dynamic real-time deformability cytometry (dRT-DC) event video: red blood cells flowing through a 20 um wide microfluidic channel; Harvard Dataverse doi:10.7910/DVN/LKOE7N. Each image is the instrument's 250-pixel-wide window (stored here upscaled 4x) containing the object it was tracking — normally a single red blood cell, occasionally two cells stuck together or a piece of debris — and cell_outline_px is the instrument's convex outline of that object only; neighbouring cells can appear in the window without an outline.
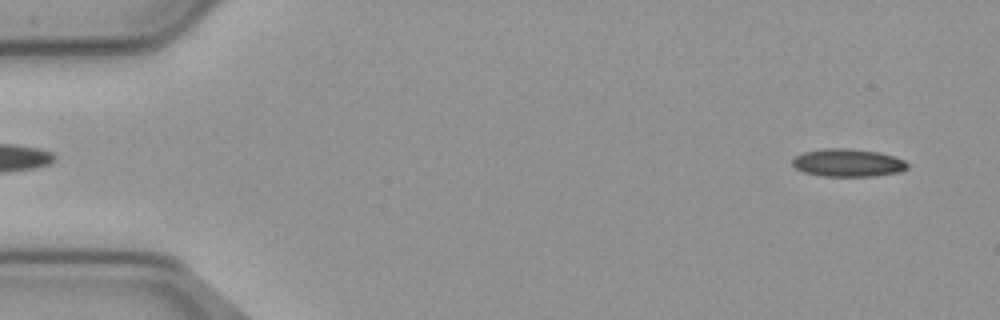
{"species": "common noctule bat (a hibernating species)", "species_latin": "Nyctalus noctula", "temperature_condition": "cold", "stored_images_in_passage": 12, "camera_frame_rate_fps": 3000, "um_per_image_px": 0.085, "animal": {"sex": "male", "body_mass_g": 23.1, "forearm_length_mm": 52.7}, "frame": {"image": 1, "passage_image": 3, "time_ms": 0.667, "image_size_px": [1000, 320], "cell_outline_px": [[908, 168], [900, 172], [872, 176], [824, 176], [804, 172], [796, 168], [792, 164], [792, 160], [796, 156], [804, 152], [824, 148], [848, 148], [880, 152], [904, 160], [908, 164]], "centroid_in_image_um": [72.08, 13.83], "position_along_channel_um": 12.9, "area_um2": 18.61}}